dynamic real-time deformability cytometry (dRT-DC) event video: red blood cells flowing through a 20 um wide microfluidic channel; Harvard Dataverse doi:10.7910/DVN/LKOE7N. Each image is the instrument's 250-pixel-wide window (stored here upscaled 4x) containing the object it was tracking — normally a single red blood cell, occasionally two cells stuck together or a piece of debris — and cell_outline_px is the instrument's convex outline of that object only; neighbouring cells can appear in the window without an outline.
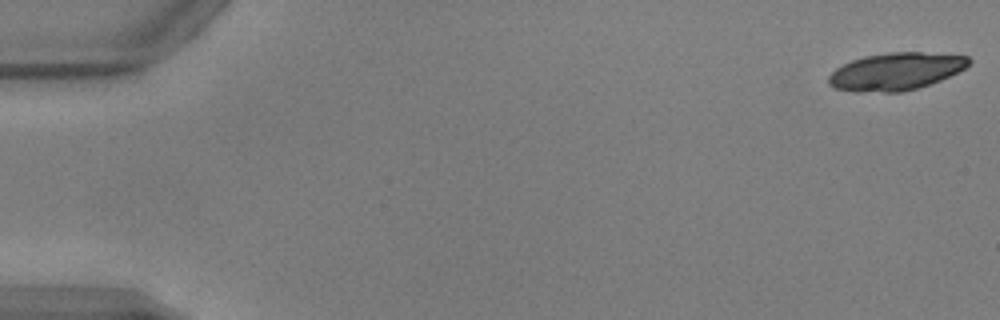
{"species": "common noctule bat (a hibernating species)", "species_latin": "Nyctalus noctula", "temperature_condition": "warm", "stored_images_in_passage": 21, "camera_frame_rate_fps": 3000, "um_per_image_px": 0.085, "animal": {"sex": "male", "body_mass_g": 17.9, "forearm_length_mm": 54.2}, "frame": {"image": 1, "passage_image": 1, "time_ms": 0.0, "image_size_px": [1000, 320], "cell_outline_px": [[972, 60], [964, 68], [940, 80], [916, 88], [900, 92], [852, 92], [832, 88], [828, 84], [828, 76], [836, 68], [852, 60], [864, 56], [888, 52], [920, 52], [968, 56]], "centroid_in_image_um": [76.08, 6.08], "position_along_channel_um": 8.9, "area_um2": 30.52}}
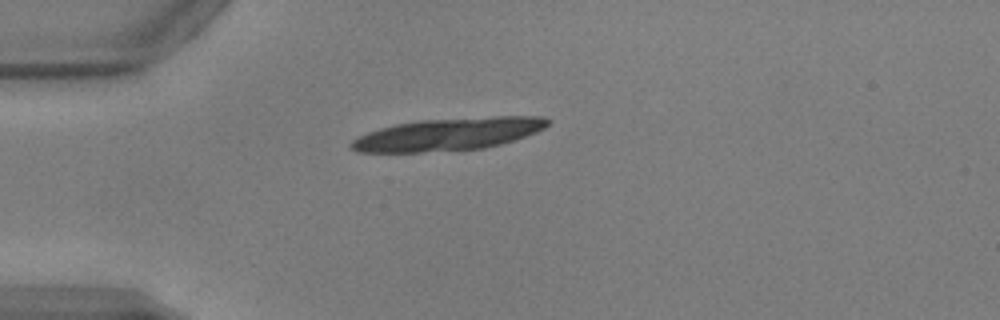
{"frame": {"image": 2, "passage_image": 14, "time_ms": 4.333, "image_size_px": [1000, 320], "cell_outline_px": [[552, 120], [544, 128], [536, 132], [500, 144], [484, 148], [420, 152], [356, 152], [348, 148], [348, 144], [356, 136], [380, 128], [396, 124], [420, 120], [496, 116], [544, 116]], "centroid_in_image_um": [38.06, 11.4], "position_along_channel_um": 46.9, "area_um2": 37.22}}